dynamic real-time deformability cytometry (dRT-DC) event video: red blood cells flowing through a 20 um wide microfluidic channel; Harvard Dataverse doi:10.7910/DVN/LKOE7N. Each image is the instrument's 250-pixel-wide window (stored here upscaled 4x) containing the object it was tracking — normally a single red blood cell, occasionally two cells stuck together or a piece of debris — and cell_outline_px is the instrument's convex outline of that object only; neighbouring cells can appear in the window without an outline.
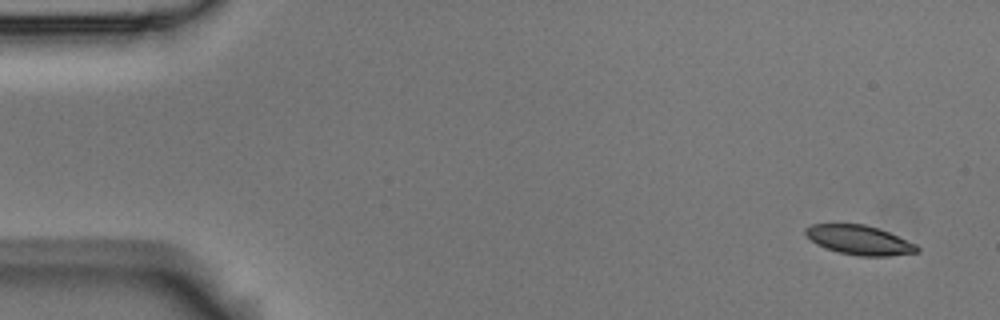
{"species": "Egyptian fruit bat (a non-hibernating species)", "species_latin": "Rousettus aegyptiacus", "temperature_condition": "room temperature", "stored_images_in_passage": 6, "camera_frame_rate_fps": 3000, "um_per_image_px": 0.085, "animal": {"sex": "male"}, "frame": {"image": 1, "passage_image": 1, "time_ms": 0.0, "image_size_px": [1000, 320], "cell_outline_px": [[920, 252], [888, 256], [856, 256], [824, 248], [816, 244], [804, 232], [804, 228], [812, 224], [864, 224], [888, 232], [916, 244], [920, 248]], "centroid_in_image_um": [73.04, 20.41], "position_along_channel_um": 12.0, "area_um2": 19.02}}